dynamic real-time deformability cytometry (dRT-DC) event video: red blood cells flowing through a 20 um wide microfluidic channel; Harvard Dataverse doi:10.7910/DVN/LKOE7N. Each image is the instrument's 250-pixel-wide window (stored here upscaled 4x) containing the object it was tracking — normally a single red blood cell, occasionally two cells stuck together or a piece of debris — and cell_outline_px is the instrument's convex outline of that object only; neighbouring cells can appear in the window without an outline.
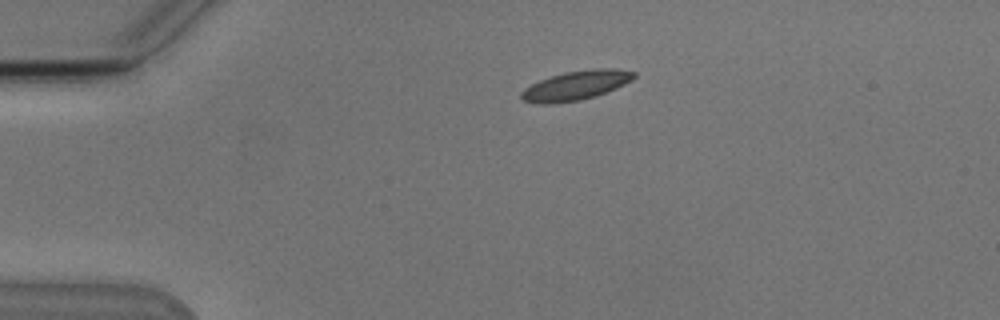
{"species": "Egyptian fruit bat (a non-hibernating species)", "species_latin": "Rousettus aegyptiacus", "temperature_condition": "cold", "stored_images_in_passage": 43, "camera_frame_rate_fps": 3000, "um_per_image_px": 0.085, "animal": {"sex": "male"}, "frame": {"image": 1, "passage_image": 1, "time_ms": 0.0, "image_size_px": [1000, 320], "cell_outline_px": [[636, 76], [632, 80], [616, 88], [596, 96], [580, 100], [552, 104], [536, 104], [524, 100], [520, 96], [520, 92], [524, 88], [540, 80], [564, 72], [592, 68], [612, 68], [636, 72]], "centroid_in_image_um": [48.95, 7.26], "position_along_channel_um": 36.1, "area_um2": 19.31}}
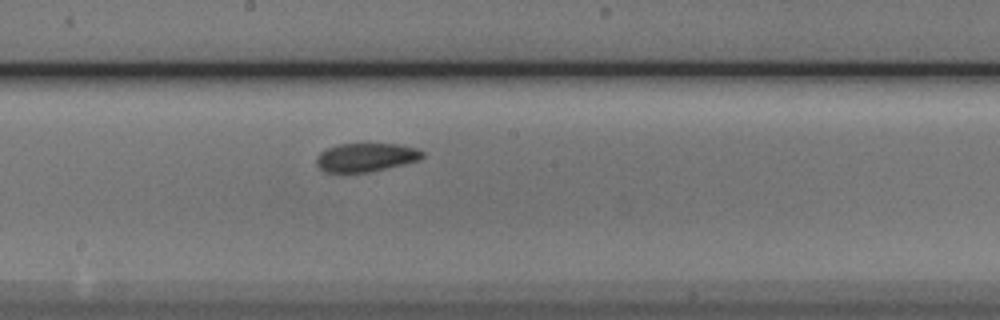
{"frame": {"image": 2, "passage_image": 19, "time_ms": 6.0, "image_size_px": [1000, 320], "cell_outline_px": [[424, 156], [420, 160], [368, 172], [324, 172], [316, 164], [316, 156], [320, 152], [336, 144], [368, 140], [400, 144], [416, 148], [424, 152]], "centroid_in_image_um": [31.1, 13.3], "position_along_channel_um": 217.1, "area_um2": 18.55}}
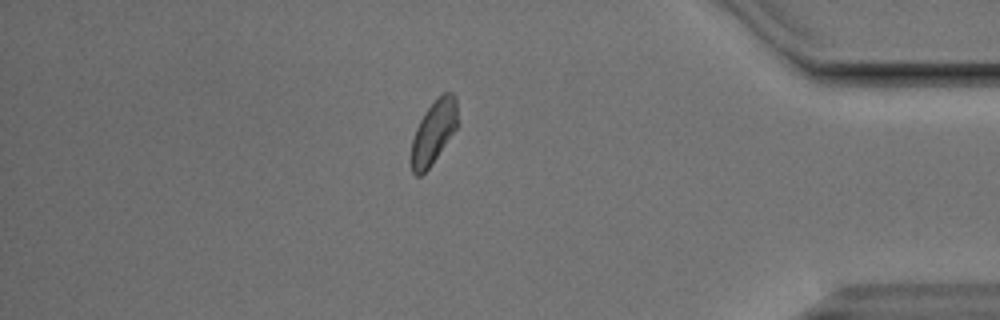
{"frame": {"image": 3, "passage_image": 36, "time_ms": 11.667, "image_size_px": [1000, 320], "cell_outline_px": [[460, 124], [428, 168], [420, 176], [416, 176], [412, 172], [412, 140], [416, 128], [424, 112], [444, 92], [452, 92], [456, 96]], "centroid_in_image_um": [36.91, 11.19], "position_along_channel_um": 398.3, "area_um2": 17.05}, "authors_computed_cell_mechanics": {"area_um2": 18.0914, "velocity_mm_per_s": 3.7708, "shape_relaxation_time_tau1_ms": 4.5523, "shape_relaxation_time_tau2_ms": 2.2819, "deformation_change_tau1": 0.1101, "deformation_change_tau2": 0.0711}}